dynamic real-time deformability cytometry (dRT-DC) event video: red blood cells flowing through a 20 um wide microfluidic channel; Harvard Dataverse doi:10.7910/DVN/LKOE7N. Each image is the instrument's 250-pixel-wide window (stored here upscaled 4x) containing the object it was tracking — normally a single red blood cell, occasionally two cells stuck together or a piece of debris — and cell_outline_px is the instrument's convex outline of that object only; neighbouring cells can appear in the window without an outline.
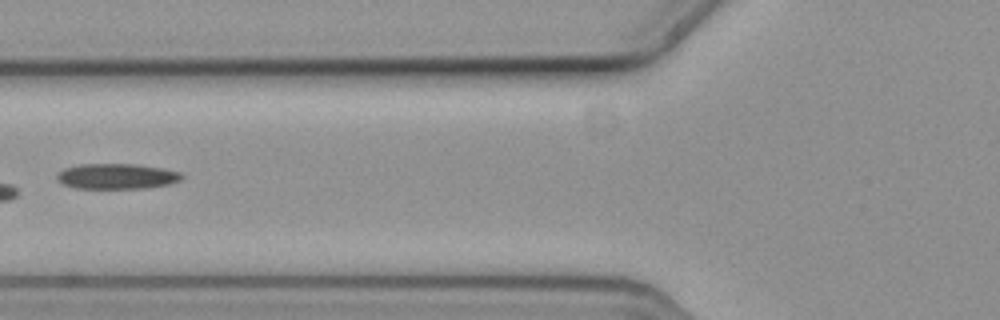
{"species": "common noctule bat (a hibernating species)", "species_latin": "Nyctalus noctula", "temperature_condition": "cold", "stored_images_in_passage": 9, "camera_frame_rate_fps": 3000, "um_per_image_px": 0.085, "animal": {"sex": "female", "body_mass_g": 19.3, "forearm_length_mm": 54.1}, "frame": {"image": 1, "passage_image": 8, "time_ms": 2.333, "image_size_px": [1000, 320], "cell_outline_px": [[184, 176], [180, 180], [168, 184], [144, 188], [76, 188], [64, 184], [56, 180], [56, 176], [64, 168], [80, 164], [136, 164], [164, 168], [180, 172]], "centroid_in_image_um": [9.93, 14.97], "position_along_channel_um": 115.9, "area_um2": 18.44}}